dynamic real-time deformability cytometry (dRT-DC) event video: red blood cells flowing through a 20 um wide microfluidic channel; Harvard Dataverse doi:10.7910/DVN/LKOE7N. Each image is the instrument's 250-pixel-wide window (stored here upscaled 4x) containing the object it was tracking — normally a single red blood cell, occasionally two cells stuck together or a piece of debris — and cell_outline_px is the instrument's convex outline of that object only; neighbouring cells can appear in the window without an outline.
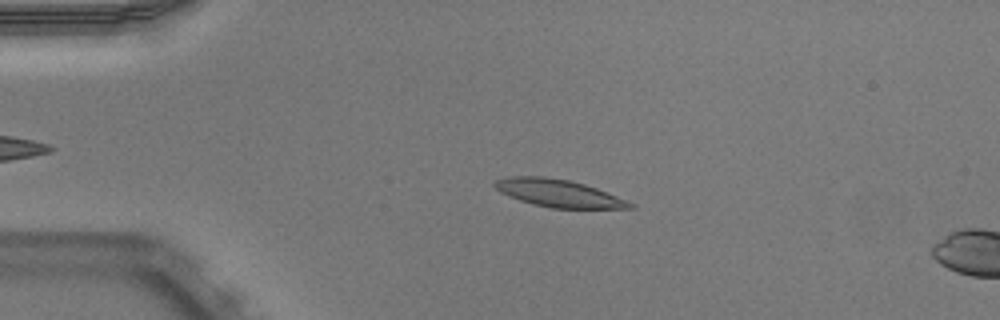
{"species": "Egyptian fruit bat (a non-hibernating species)", "species_latin": "Rousettus aegyptiacus", "temperature_condition": "warm", "stored_images_in_passage": 15, "camera_frame_rate_fps": 3000, "um_per_image_px": 0.085, "animal": {"sex": "male"}, "frame": {"image": 1, "passage_image": 11, "time_ms": 3.333, "image_size_px": [1000, 320], "cell_outline_px": [[636, 208], [552, 208], [532, 204], [520, 200], [500, 192], [492, 184], [496, 180], [508, 176], [544, 176], [568, 180], [584, 184], [596, 188], [636, 204]], "centroid_in_image_um": [47.46, 16.42], "position_along_channel_um": 37.5, "area_um2": 21.56}}